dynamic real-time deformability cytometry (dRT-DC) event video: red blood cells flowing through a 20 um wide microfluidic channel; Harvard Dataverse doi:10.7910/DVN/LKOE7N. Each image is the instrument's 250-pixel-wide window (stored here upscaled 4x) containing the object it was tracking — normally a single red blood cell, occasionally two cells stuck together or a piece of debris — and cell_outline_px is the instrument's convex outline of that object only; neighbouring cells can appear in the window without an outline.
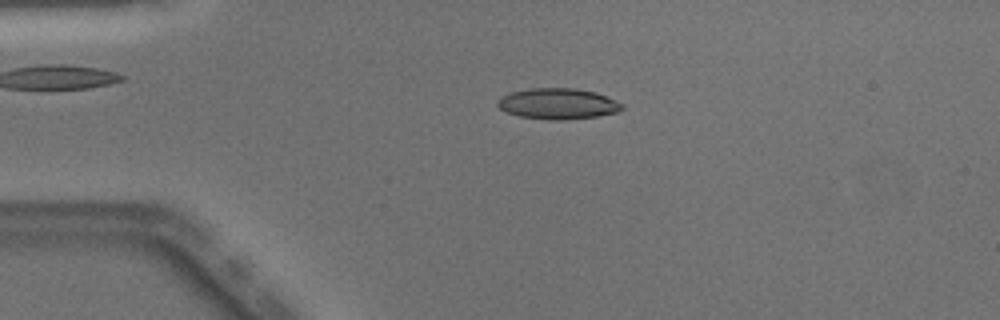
{"species": "Egyptian fruit bat (a non-hibernating species)", "species_latin": "Rousettus aegyptiacus", "temperature_condition": "warm", "stored_images_in_passage": 48, "camera_frame_rate_fps": 3000, "um_per_image_px": 0.085, "animal": {"sex": "male"}, "frame": {"image": 1, "passage_image": 10, "time_ms": 3.0, "image_size_px": [1000, 320], "cell_outline_px": [[624, 108], [616, 112], [596, 116], [564, 120], [552, 120], [520, 116], [508, 112], [500, 108], [496, 104], [496, 100], [500, 96], [512, 92], [528, 88], [576, 88], [596, 92], [624, 104]], "centroid_in_image_um": [47.41, 8.81], "position_along_channel_um": 37.6, "area_um2": 22.37}}
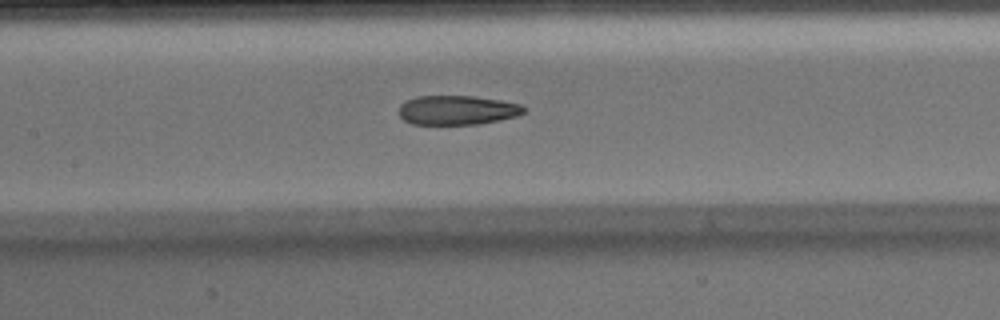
{"frame": {"image": 2, "passage_image": 22, "time_ms": 7.0, "image_size_px": [1000, 320], "cell_outline_px": [[524, 112], [516, 116], [480, 124], [412, 124], [404, 120], [400, 116], [400, 104], [416, 96], [472, 96], [500, 100], [520, 104], [524, 108]], "centroid_in_image_um": [38.84, 9.36], "position_along_channel_um": 168.6, "area_um2": 21.15}}
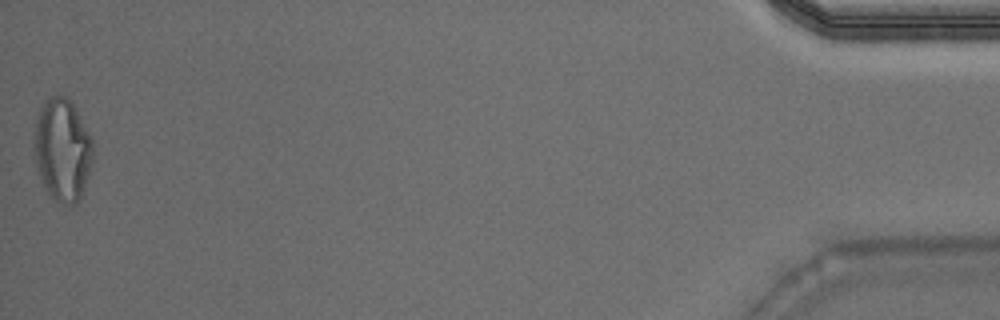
{"frame": {"image": 3, "passage_image": 48, "time_ms": 15.667, "image_size_px": [1000, 320], "cell_outline_px": [[92, 160], [80, 200], [76, 204], [68, 208], [56, 200], [44, 188], [36, 172], [32, 144], [32, 140], [36, 120], [40, 108], [44, 100], [52, 96], [68, 96], [88, 132], [92, 140]], "centroid_in_image_um": [5.25, 12.77], "position_along_channel_um": 430.0, "area_um2": 35.6}, "authors_computed_cell_mechanics": {"area_um2": 22.5131, "velocity_mm_per_s": 4.1007, "shape_relaxation_time_tau1_ms": null, "shape_relaxation_time_tau2_ms": 2.4464, "deformation_change_tau1": null, "deformation_change_tau2": 0.11}}